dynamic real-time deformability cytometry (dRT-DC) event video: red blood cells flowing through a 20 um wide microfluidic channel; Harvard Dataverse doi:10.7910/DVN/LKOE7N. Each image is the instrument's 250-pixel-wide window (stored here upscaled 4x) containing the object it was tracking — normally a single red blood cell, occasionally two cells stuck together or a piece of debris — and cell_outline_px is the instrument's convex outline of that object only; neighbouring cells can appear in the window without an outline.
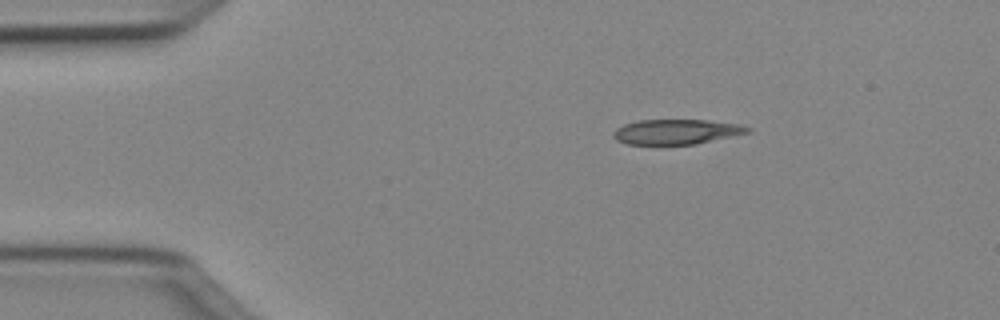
{"species": "Egyptian fruit bat (a non-hibernating species)", "species_latin": "Rousettus aegyptiacus", "temperature_condition": "cold", "stored_images_in_passage": 42, "camera_frame_rate_fps": 3000, "um_per_image_px": 0.085, "animal": {"sex": "female"}, "frame": {"image": 1, "passage_image": 1, "time_ms": 0.0, "image_size_px": [1000, 320], "cell_outline_px": [[752, 132], [696, 144], [628, 144], [616, 140], [612, 136], [612, 132], [616, 128], [624, 124], [640, 120], [708, 120], [740, 124], [752, 128]], "centroid_in_image_um": [57.52, 11.2], "position_along_channel_um": 27.5, "area_um2": 19.65}}
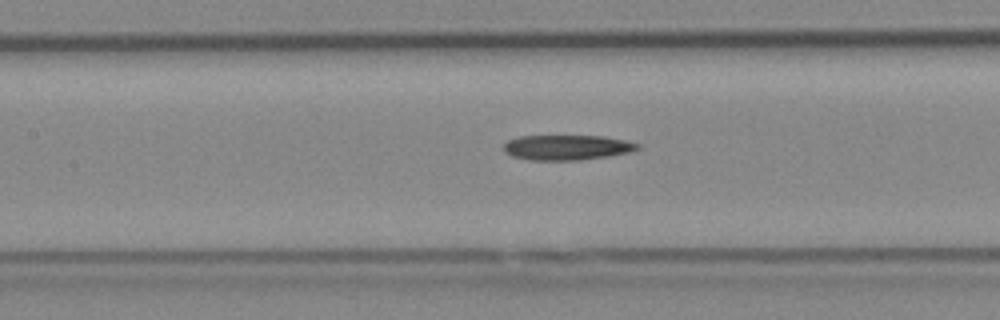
{"frame": {"image": 2, "passage_image": 15, "time_ms": 4.667, "image_size_px": [1000, 320], "cell_outline_px": [[640, 148], [628, 152], [608, 156], [580, 160], [528, 160], [512, 156], [504, 152], [504, 144], [508, 140], [520, 136], [604, 136], [628, 140], [640, 144]], "centroid_in_image_um": [48.2, 12.53], "position_along_channel_um": 159.2, "area_um2": 19.65}}
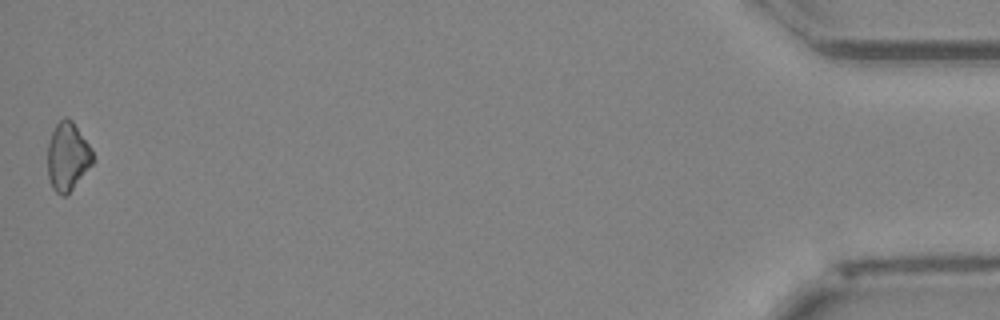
{"frame": {"image": 3, "passage_image": 42, "time_ms": 13.667, "image_size_px": [1000, 320], "cell_outline_px": [[92, 164], [72, 188], [64, 196], [60, 196], [52, 188], [48, 176], [48, 144], [52, 132], [56, 124], [64, 116], [68, 116], [72, 120], [92, 148]], "centroid_in_image_um": [5.73, 13.27], "position_along_channel_um": 429.5, "area_um2": 17.8}}